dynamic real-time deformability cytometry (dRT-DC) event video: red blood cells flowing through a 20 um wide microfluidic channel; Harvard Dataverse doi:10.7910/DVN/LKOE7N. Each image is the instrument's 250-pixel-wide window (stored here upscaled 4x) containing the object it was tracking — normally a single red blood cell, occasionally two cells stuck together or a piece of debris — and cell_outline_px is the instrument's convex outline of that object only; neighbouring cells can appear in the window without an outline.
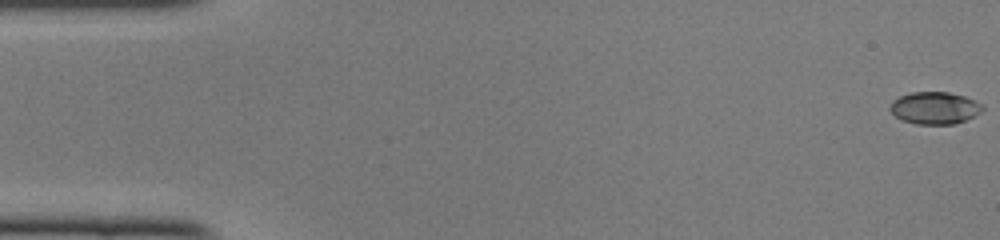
{"species": "common noctule bat (a hibernating species)", "species_latin": "Nyctalus noctula", "temperature_condition": "cold", "stored_images_in_passage": 49, "camera_frame_rate_fps": 3000, "um_per_image_px": 0.085, "animal": {"sex": "female", "body_mass_g": 22.0, "forearm_length_mm": 56.7}, "frame": {"image": 1, "passage_image": 1, "time_ms": 0.0, "image_size_px": [1000, 240], "cell_outline_px": [[984, 108], [980, 112], [956, 124], [916, 124], [900, 120], [888, 108], [892, 100], [900, 96], [912, 92], [948, 92], [964, 96], [976, 100], [984, 104]], "centroid_in_image_um": [79.44, 9.17], "position_along_channel_um": 5.6, "area_um2": 17.46}}
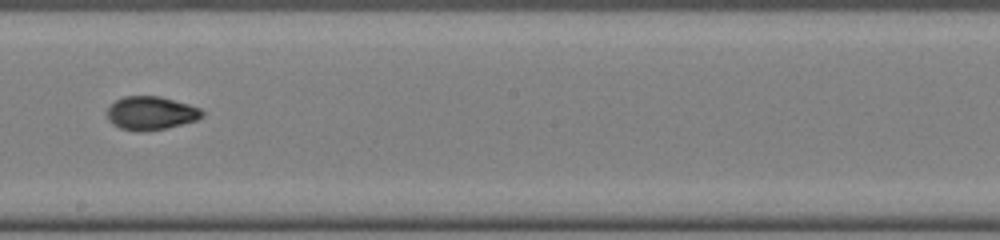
{"frame": {"image": 2, "passage_image": 28, "time_ms": 9.0, "image_size_px": [1000, 240], "cell_outline_px": [[204, 116], [196, 120], [164, 128], [144, 132], [140, 132], [120, 128], [112, 124], [108, 120], [108, 108], [116, 100], [124, 96], [160, 96], [188, 104], [200, 108], [204, 112]], "centroid_in_image_um": [12.82, 9.61], "position_along_channel_um": 235.4, "area_um2": 18.44}}
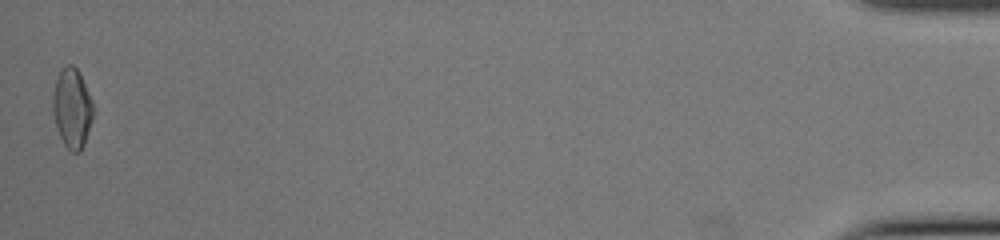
{"frame": {"image": 3, "passage_image": 49, "time_ms": 16.0, "image_size_px": [1000, 240], "cell_outline_px": [[96, 108], [84, 144], [80, 152], [72, 152], [64, 144], [60, 136], [52, 112], [52, 92], [56, 80], [60, 72], [68, 64], [72, 64], [80, 72]], "centroid_in_image_um": [6.15, 9.18], "position_along_channel_um": 429.1, "area_um2": 18.96}, "authors_computed_cell_mechanics": {"area_um2": 17.8602, "velocity_mm_per_s": 4.1247, "shape_relaxation_time_tau1_ms": 5.2416, "shape_relaxation_time_tau2_ms": 1.3185, "deformation_change_tau1": 0.1862, "deformation_change_tau2": 0.0504}}